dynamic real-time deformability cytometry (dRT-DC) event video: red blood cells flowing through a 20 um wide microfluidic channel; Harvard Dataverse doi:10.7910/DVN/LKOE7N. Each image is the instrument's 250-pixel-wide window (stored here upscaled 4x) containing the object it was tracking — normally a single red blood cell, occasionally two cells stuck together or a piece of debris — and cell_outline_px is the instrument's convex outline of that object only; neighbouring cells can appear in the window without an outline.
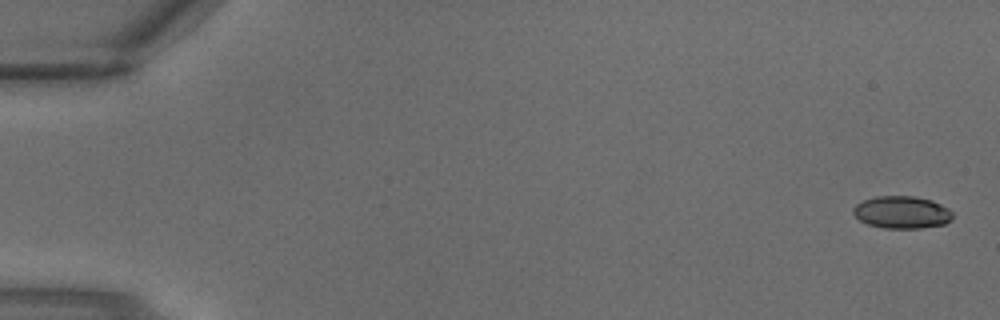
{"species": "common noctule bat (a hibernating species)", "species_latin": "Nyctalus noctula", "temperature_condition": "warm", "stored_images_in_passage": 3, "camera_frame_rate_fps": 3000, "um_per_image_px": 0.085, "animal": {"sex": "male", "body_mass_g": 18.8}, "frame": {"image": 1, "passage_image": 1, "time_ms": 0.0, "image_size_px": [1000, 320], "cell_outline_px": [[952, 220], [944, 224], [920, 228], [884, 228], [868, 224], [860, 220], [852, 212], [852, 208], [856, 204], [864, 200], [876, 196], [912, 196], [932, 200], [948, 208], [952, 212]], "centroid_in_image_um": [76.65, 18.04], "position_along_channel_um": 8.3, "area_um2": 18.73}}
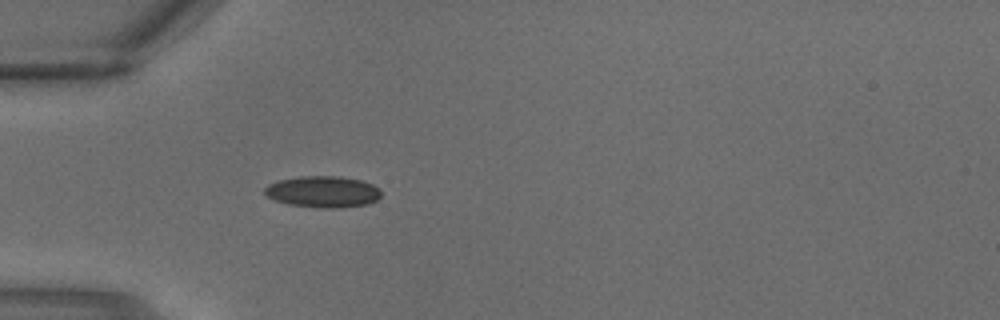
{"frame": {"image": 2, "passage_image": 3, "time_ms": 0.667, "image_size_px": [1000, 320], "cell_outline_px": [[380, 196], [376, 200], [368, 204], [336, 208], [324, 208], [288, 204], [276, 200], [268, 196], [264, 192], [264, 188], [268, 184], [280, 180], [300, 176], [340, 176], [360, 180], [372, 184], [380, 188]], "centroid_in_image_um": [27.46, 16.29], "position_along_channel_um": 57.5, "area_um2": 21.21}}